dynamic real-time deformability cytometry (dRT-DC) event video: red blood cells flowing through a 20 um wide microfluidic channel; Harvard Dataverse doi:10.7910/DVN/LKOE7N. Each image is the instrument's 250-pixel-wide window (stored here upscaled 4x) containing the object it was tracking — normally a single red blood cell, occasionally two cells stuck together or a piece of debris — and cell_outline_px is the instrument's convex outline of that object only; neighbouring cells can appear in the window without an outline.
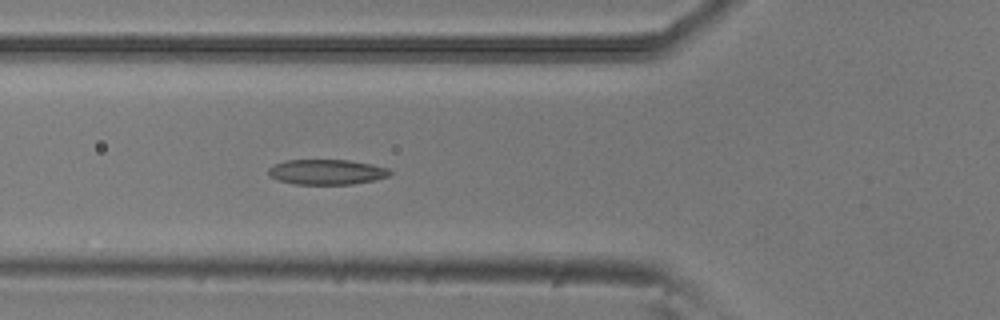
{"species": "common noctule bat (a hibernating species)", "species_latin": "Nyctalus noctula", "temperature_condition": "room temperature", "stored_images_in_passage": 5, "camera_frame_rate_fps": 3000, "um_per_image_px": 0.085, "animal": {"sex": "male", "body_mass_g": 20.5, "forearm_length_mm": 52.5}, "frame": {"image": 1, "passage_image": 5, "time_ms": 1.333, "image_size_px": [1000, 320], "cell_outline_px": [[392, 172], [388, 176], [376, 180], [352, 184], [296, 184], [276, 180], [268, 172], [268, 168], [272, 164], [288, 160], [348, 160], [372, 164], [388, 168]], "centroid_in_image_um": [27.77, 14.61], "position_along_channel_um": 98.0, "area_um2": 17.86}}